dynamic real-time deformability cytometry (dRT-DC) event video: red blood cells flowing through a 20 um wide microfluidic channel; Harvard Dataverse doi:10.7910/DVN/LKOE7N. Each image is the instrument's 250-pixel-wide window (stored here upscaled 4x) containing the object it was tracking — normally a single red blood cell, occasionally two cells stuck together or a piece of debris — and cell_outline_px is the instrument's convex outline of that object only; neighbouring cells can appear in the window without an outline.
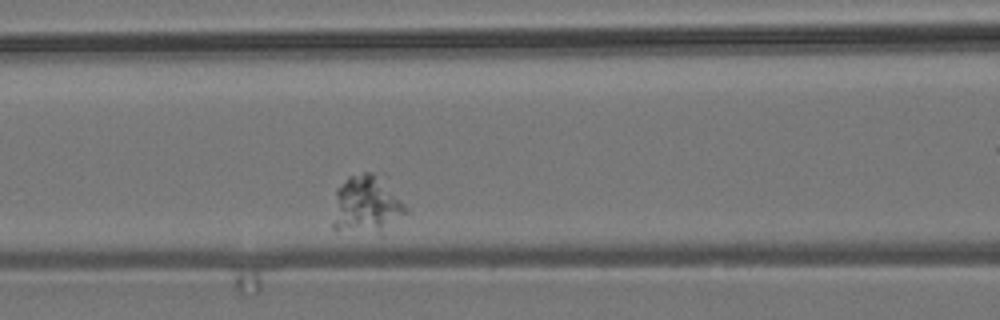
{"species": "common noctule bat (a hibernating species)", "species_latin": "Nyctalus noctula", "temperature_condition": "room temperature", "stored_images_in_passage": 6, "segment_of_instrument_passage": [1, 2], "camera_frame_rate_fps": 3000, "um_per_image_px": 0.085, "animal": {"sex": "male", "body_mass_g": 19.2, "forearm_length_mm": 51.8}, "frame": {"image": 1, "passage_image": 5, "time_ms": 4.667, "image_size_px": [1000, 320], "cell_outline_px": [[408, 212], [380, 232], [336, 232], [332, 228], [332, 224], [336, 188], [348, 176], [364, 172], [388, 172], [408, 208]], "centroid_in_image_um": [31.21, 17.29], "position_along_channel_um": 135.4, "area_um2": 26.18}}